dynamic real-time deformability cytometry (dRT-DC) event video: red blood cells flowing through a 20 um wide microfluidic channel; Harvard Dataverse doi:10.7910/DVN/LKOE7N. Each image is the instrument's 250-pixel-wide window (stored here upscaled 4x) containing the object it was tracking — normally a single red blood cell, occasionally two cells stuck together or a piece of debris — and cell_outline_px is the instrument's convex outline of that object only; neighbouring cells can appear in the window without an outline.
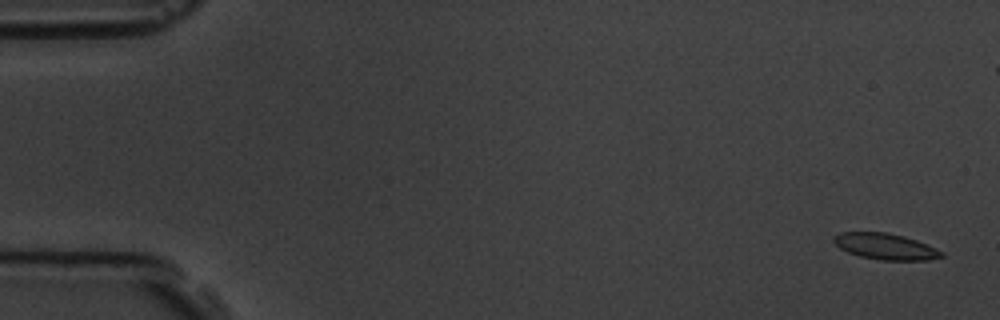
{"species": "common noctule bat (a hibernating species)", "species_latin": "Nyctalus noctula", "temperature_condition": "room temperature", "stored_images_in_passage": 6, "camera_frame_rate_fps": 3000, "um_per_image_px": 0.085, "animal": {"sex": "male", "body_mass_g": 19.5, "forearm_length_mm": 54.6}, "frame": {"image": 1, "passage_image": 1, "time_ms": 0.0, "image_size_px": [1000, 320], "cell_outline_px": [[944, 256], [928, 260], [880, 260], [860, 256], [848, 252], [840, 248], [832, 240], [832, 236], [840, 232], [888, 232], [904, 236], [916, 240], [936, 248], [944, 252]], "centroid_in_image_um": [75.25, 20.94], "position_along_channel_um": 9.7, "area_um2": 16.47}}